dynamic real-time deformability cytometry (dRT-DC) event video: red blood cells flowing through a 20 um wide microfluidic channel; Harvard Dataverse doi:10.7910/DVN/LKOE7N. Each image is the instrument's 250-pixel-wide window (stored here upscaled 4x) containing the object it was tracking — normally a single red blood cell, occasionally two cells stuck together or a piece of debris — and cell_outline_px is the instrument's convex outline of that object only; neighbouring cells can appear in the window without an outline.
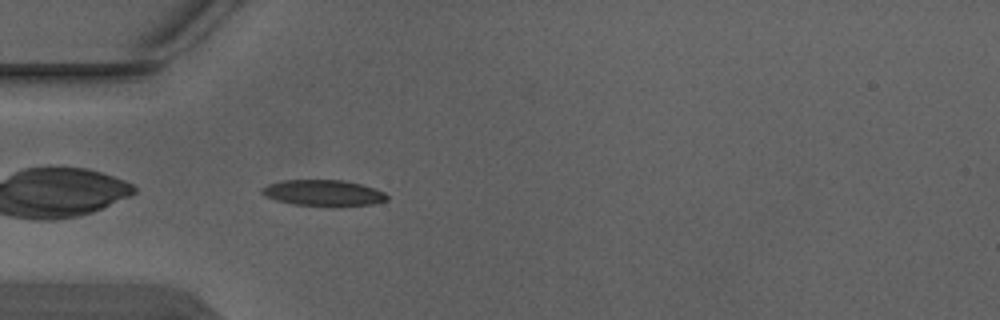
{"species": "Egyptian fruit bat (a non-hibernating species)", "species_latin": "Rousettus aegyptiacus", "temperature_condition": "warm", "stored_images_in_passage": 5, "camera_frame_rate_fps": 3000, "um_per_image_px": 0.085, "animal": {"sex": "male"}, "frame": {"image": 1, "passage_image": 4, "time_ms": 1.0, "image_size_px": [1000, 320], "cell_outline_px": [[388, 200], [372, 204], [332, 208], [292, 204], [276, 200], [264, 196], [260, 192], [268, 184], [280, 180], [344, 180], [360, 184], [384, 192], [388, 196]], "centroid_in_image_um": [27.49, 16.43], "position_along_channel_um": 57.5, "area_um2": 19.42}}